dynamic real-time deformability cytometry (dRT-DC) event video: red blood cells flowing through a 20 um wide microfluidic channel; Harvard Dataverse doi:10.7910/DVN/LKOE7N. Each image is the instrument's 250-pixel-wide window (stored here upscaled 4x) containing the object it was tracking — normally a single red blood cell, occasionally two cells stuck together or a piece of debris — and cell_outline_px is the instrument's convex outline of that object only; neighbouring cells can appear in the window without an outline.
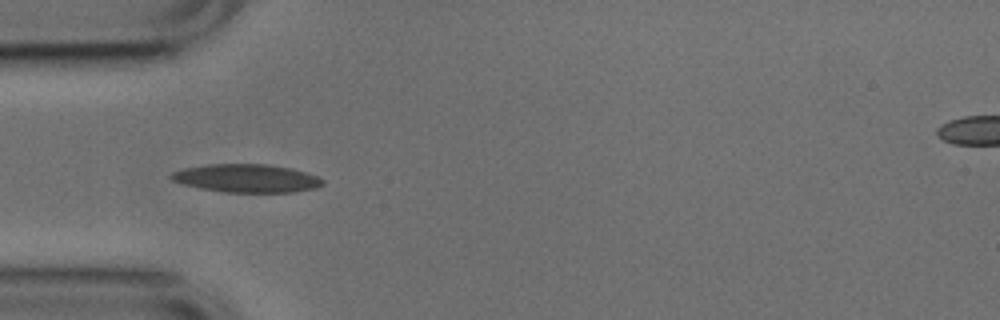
{"species": "common noctule bat (a hibernating species)", "species_latin": "Nyctalus noctula", "temperature_condition": "cold", "stored_images_in_passage": 20, "camera_frame_rate_fps": 3000, "um_per_image_px": 0.085, "animal": {"sex": "male", "body_mass_g": 17.9, "forearm_length_mm": 54.2}, "frame": {"image": 1, "passage_image": 1, "time_ms": 0.0, "image_size_px": [1000, 320], "cell_outline_px": [[324, 184], [316, 188], [296, 192], [224, 192], [200, 188], [184, 184], [172, 180], [168, 176], [172, 172], [184, 168], [208, 164], [268, 164], [292, 168], [316, 176], [324, 180]], "centroid_in_image_um": [20.97, 15.15], "position_along_channel_um": 64.0, "area_um2": 24.91}}
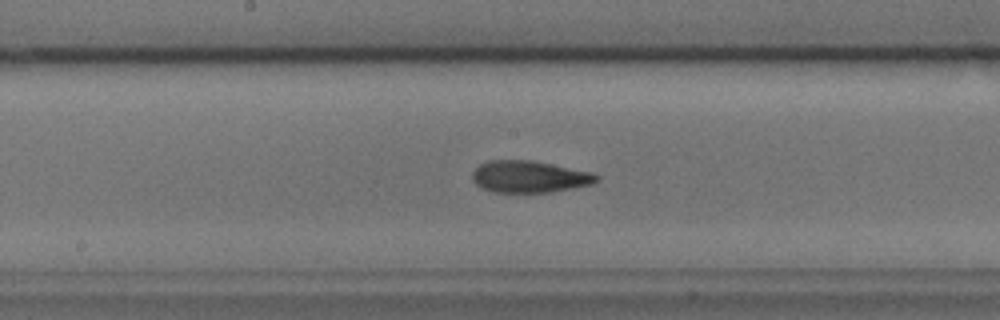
{"frame": {"image": 2, "passage_image": 12, "time_ms": 3.667, "image_size_px": [1000, 320], "cell_outline_px": [[600, 180], [592, 184], [572, 188], [548, 192], [492, 192], [476, 184], [472, 180], [472, 172], [480, 164], [488, 160], [532, 160], [592, 172], [600, 176]], "centroid_in_image_um": [45.01, 15.01], "position_along_channel_um": 203.2, "area_um2": 23.06}}